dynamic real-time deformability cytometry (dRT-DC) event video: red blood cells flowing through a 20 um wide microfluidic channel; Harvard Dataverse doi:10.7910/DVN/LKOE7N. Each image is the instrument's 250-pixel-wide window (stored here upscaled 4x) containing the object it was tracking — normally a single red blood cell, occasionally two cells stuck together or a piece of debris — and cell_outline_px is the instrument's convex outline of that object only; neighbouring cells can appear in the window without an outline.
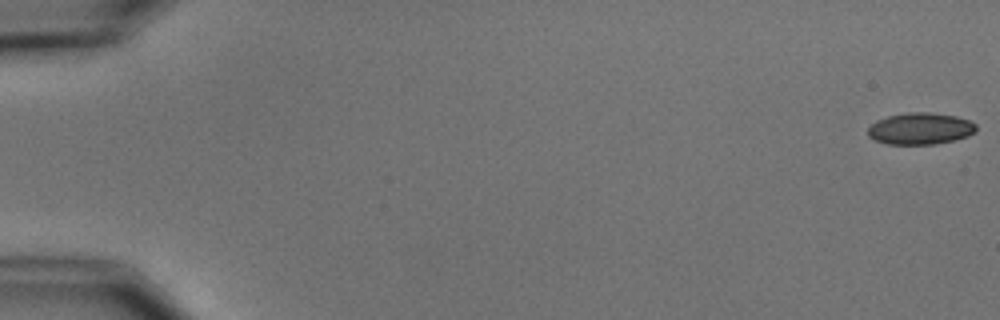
{"species": "common noctule bat (a hibernating species)", "species_latin": "Nyctalus noctula", "temperature_condition": "cold", "stored_images_in_passage": 6, "camera_frame_rate_fps": 3000, "um_per_image_px": 0.085, "animal": {"sex": "male", "body_mass_g": 15.6}, "frame": {"image": 1, "passage_image": 6, "time_ms": 6.667, "image_size_px": [1000, 320], "cell_outline_px": [[976, 132], [968, 136], [936, 144], [888, 144], [876, 140], [868, 136], [868, 128], [876, 120], [888, 116], [908, 112], [928, 112], [956, 116], [968, 120], [976, 124]], "centroid_in_image_um": [78.23, 10.93], "position_along_channel_um": 6.8, "area_um2": 19.94}}